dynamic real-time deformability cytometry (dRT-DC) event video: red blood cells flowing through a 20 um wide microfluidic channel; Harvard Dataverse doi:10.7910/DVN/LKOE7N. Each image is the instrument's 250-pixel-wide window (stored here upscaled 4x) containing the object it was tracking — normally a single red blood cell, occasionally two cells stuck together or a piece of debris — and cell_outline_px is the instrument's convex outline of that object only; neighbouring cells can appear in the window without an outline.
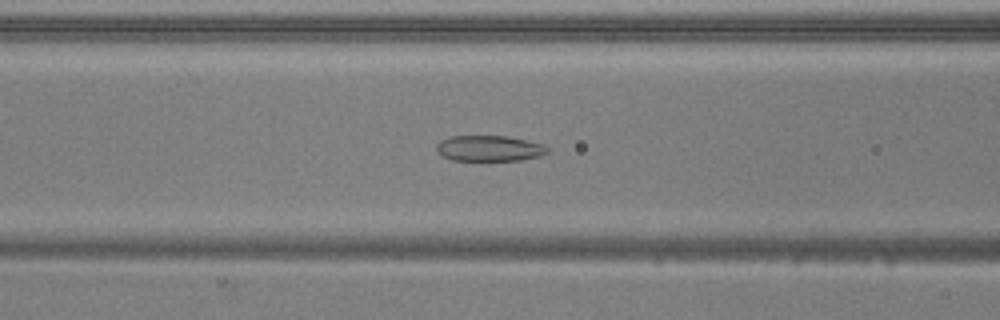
{"species": "common noctule bat (a hibernating species)", "species_latin": "Nyctalus noctula", "temperature_condition": "warm", "stored_images_in_passage": 53, "camera_frame_rate_fps": 3000, "um_per_image_px": 0.085, "animal": {"sex": "male", "body_mass_g": 20.5, "forearm_length_mm": 52.5}, "frame": {"image": 1, "passage_image": 22, "time_ms": 7.0, "image_size_px": [1000, 320], "cell_outline_px": [[548, 152], [540, 156], [520, 160], [452, 160], [436, 152], [436, 144], [440, 140], [452, 136], [508, 136], [528, 140], [544, 144], [548, 148]], "centroid_in_image_um": [41.59, 12.6], "position_along_channel_um": 125.0, "area_um2": 16.7}}
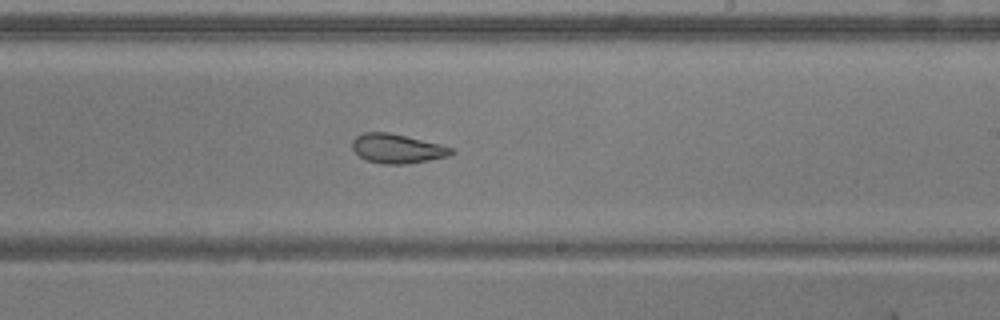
{"frame": {"image": 2, "passage_image": 32, "time_ms": 10.333, "image_size_px": [1000, 320], "cell_outline_px": [[456, 152], [448, 156], [408, 164], [380, 164], [368, 160], [360, 156], [352, 148], [352, 140], [356, 136], [364, 132], [388, 132], [440, 144], [452, 148]], "centroid_in_image_um": [33.76, 12.63], "position_along_channel_um": 255.2, "area_um2": 16.82}}
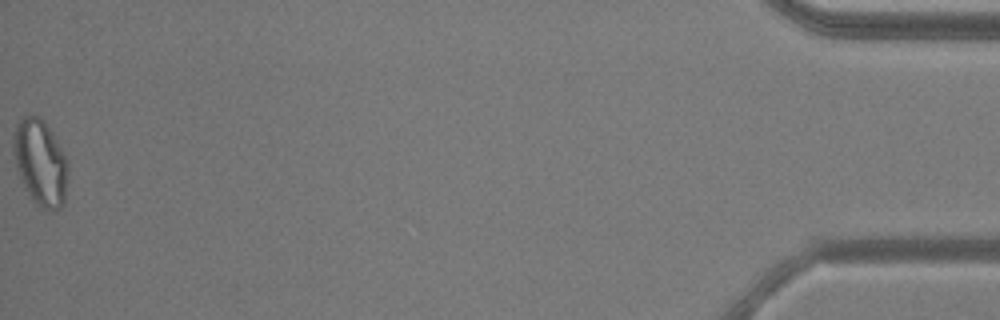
{"frame": {"image": 3, "passage_image": 53, "time_ms": 17.333, "image_size_px": [1000, 320], "cell_outline_px": [[68, 180], [64, 204], [60, 208], [52, 212], [48, 212], [36, 204], [32, 200], [24, 188], [16, 168], [12, 152], [12, 132], [16, 124], [24, 116], [40, 116], [44, 120], [52, 132], [68, 160]], "centroid_in_image_um": [3.42, 13.84], "position_along_channel_um": 431.8, "area_um2": 28.15}, "authors_computed_cell_mechanics": {"area_um2": 20.6924, "velocity_mm_per_s": 3.9152, "shape_relaxation_time_tau1_ms": 6.6188, "shape_relaxation_time_tau2_ms": 2.2853, "deformation_change_tau1": 0.172, "deformation_change_tau2": 0.0929}}